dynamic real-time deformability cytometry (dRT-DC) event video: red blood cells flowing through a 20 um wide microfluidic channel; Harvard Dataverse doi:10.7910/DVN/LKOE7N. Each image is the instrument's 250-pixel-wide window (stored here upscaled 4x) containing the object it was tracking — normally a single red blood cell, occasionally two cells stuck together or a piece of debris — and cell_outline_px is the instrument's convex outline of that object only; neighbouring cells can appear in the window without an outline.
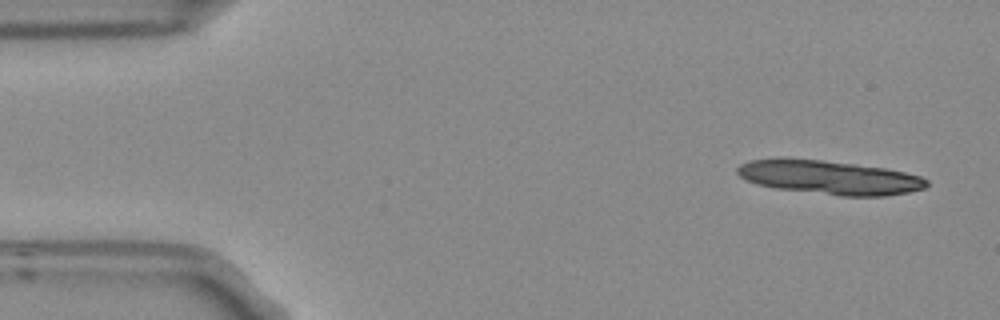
{"species": "Egyptian fruit bat (a non-hibernating species)", "species_latin": "Rousettus aegyptiacus", "temperature_condition": "room temperature", "stored_images_in_passage": 5, "camera_frame_rate_fps": 3000, "um_per_image_px": 0.085, "frame": {"image": 1, "passage_image": 1, "time_ms": 0.0, "image_size_px": [1000, 320], "cell_outline_px": [[928, 184], [924, 188], [908, 192], [884, 196], [840, 196], [776, 188], [756, 184], [740, 176], [736, 172], [736, 168], [740, 164], [752, 160], [820, 160], [884, 168], [904, 172], [920, 176], [928, 180]], "centroid_in_image_um": [70.55, 15.11], "position_along_channel_um": 14.5, "area_um2": 36.53}}